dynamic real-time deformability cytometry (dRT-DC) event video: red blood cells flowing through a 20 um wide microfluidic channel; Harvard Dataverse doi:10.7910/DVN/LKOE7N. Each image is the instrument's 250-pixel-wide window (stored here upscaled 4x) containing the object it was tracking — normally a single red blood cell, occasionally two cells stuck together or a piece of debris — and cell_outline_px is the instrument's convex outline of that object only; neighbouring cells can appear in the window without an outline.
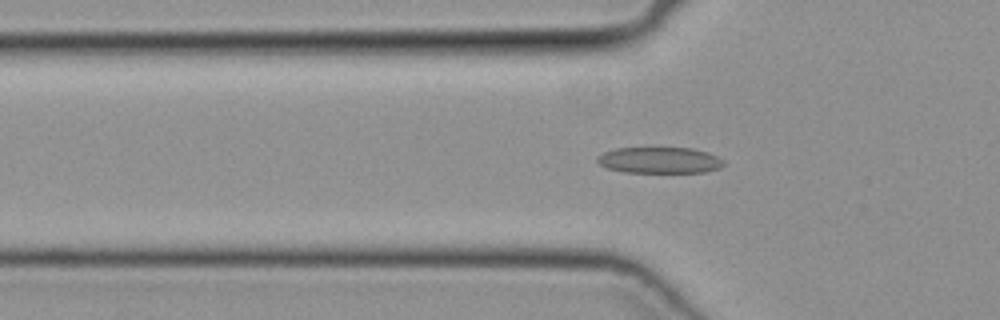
{"species": "common noctule bat (a hibernating species)", "species_latin": "Nyctalus noctula", "temperature_condition": "cold", "stored_images_in_passage": 19, "camera_frame_rate_fps": 3000, "um_per_image_px": 0.085, "animal": {"sex": "female", "body_mass_g": 19.3, "forearm_length_mm": 54.1}, "frame": {"image": 1, "passage_image": 9, "time_ms": 2.667, "image_size_px": [1000, 320], "cell_outline_px": [[728, 164], [720, 168], [704, 172], [624, 172], [608, 168], [600, 164], [596, 160], [596, 156], [604, 152], [616, 148], [692, 148], [708, 152], [724, 160]], "centroid_in_image_um": [56.1, 13.61], "position_along_channel_um": 69.7, "area_um2": 19.36}}
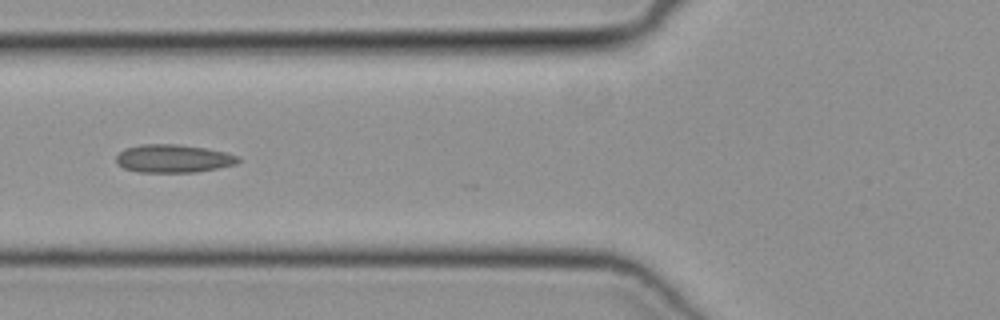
{"frame": {"image": 2, "passage_image": 12, "time_ms": 3.667, "image_size_px": [1000, 320], "cell_outline_px": [[240, 160], [236, 164], [196, 172], [136, 172], [124, 168], [116, 160], [116, 156], [124, 148], [140, 144], [180, 144], [204, 148], [224, 152], [240, 156]], "centroid_in_image_um": [14.72, 13.47], "position_along_channel_um": 111.1, "area_um2": 19.94}}
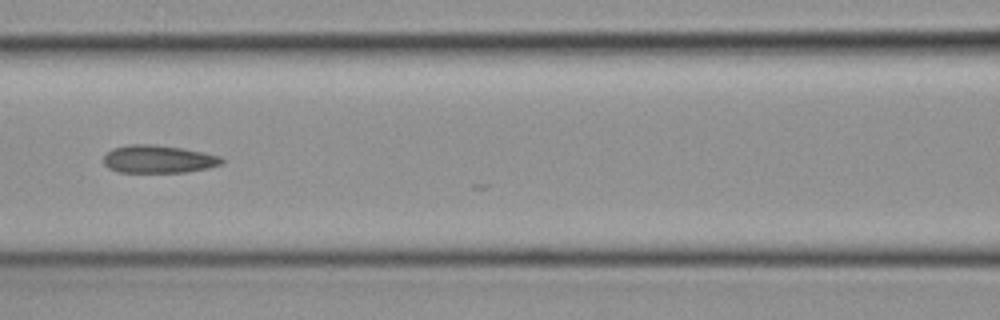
{"frame": {"image": 3, "passage_image": 15, "time_ms": 4.667, "image_size_px": [1000, 320], "cell_outline_px": [[224, 164], [208, 168], [188, 172], [120, 172], [108, 168], [104, 164], [104, 156], [112, 148], [128, 144], [152, 144], [184, 148], [204, 152], [220, 156], [224, 160]], "centroid_in_image_um": [13.49, 13.52], "position_along_channel_um": 153.1, "area_um2": 19.36}}